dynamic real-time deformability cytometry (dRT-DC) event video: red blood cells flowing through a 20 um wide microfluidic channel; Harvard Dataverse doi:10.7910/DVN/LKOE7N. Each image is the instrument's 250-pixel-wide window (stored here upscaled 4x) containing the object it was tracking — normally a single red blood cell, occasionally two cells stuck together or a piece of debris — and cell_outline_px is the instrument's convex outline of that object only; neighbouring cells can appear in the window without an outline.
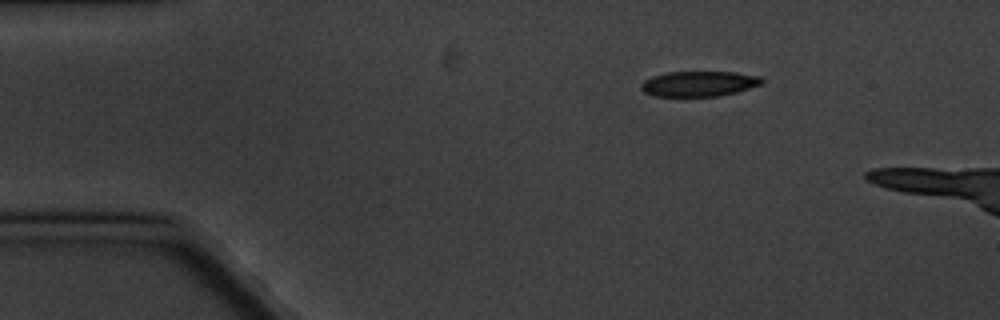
{"species": "common noctule bat (a hibernating species)", "species_latin": "Nyctalus noctula", "temperature_condition": "cold", "stored_images_in_passage": 3, "camera_frame_rate_fps": 3000, "um_per_image_px": 0.085, "animal": {"sex": "male", "body_mass_g": 20.1, "forearm_length_mm": 53.5}, "frame": {"image": 1, "passage_image": 1, "time_ms": 0.0, "image_size_px": [1000, 320], "cell_outline_px": [[764, 84], [736, 92], [720, 96], [652, 96], [644, 92], [640, 88], [640, 84], [644, 80], [652, 76], [668, 72], [736, 72], [760, 76], [764, 80]], "centroid_in_image_um": [59.42, 7.12], "position_along_channel_um": 25.6, "area_um2": 17.98}}